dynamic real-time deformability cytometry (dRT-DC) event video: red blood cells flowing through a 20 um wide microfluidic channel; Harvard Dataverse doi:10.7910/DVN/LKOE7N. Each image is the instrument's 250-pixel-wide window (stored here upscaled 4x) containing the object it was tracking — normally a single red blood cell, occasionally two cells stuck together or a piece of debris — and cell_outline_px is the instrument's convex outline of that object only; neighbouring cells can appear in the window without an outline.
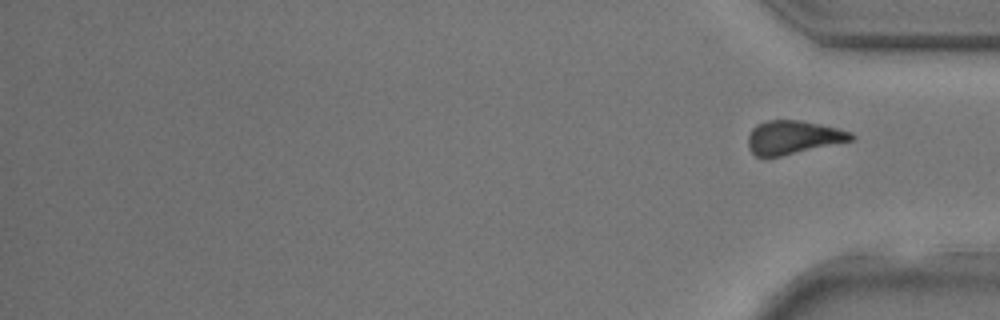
{"species": "common noctule bat (a hibernating species)", "species_latin": "Nyctalus noctula", "temperature_condition": "room temperature", "stored_images_in_passage": 26, "segment_of_instrument_passage": [2, 2], "camera_frame_rate_fps": 3000, "um_per_image_px": 0.085, "animal": {"sex": "male", "body_mass_g": 17.9, "forearm_length_mm": 54.2}, "frame": {"image": 1, "passage_image": 26, "time_ms": 8.333, "image_size_px": [1000, 320], "cell_outline_px": [[856, 136], [852, 140], [780, 156], [756, 156], [748, 148], [748, 136], [752, 128], [756, 124], [764, 120], [800, 120], [820, 124], [852, 132]], "centroid_in_image_um": [67.39, 11.65], "position_along_channel_um": 367.8, "area_um2": 20.0}}